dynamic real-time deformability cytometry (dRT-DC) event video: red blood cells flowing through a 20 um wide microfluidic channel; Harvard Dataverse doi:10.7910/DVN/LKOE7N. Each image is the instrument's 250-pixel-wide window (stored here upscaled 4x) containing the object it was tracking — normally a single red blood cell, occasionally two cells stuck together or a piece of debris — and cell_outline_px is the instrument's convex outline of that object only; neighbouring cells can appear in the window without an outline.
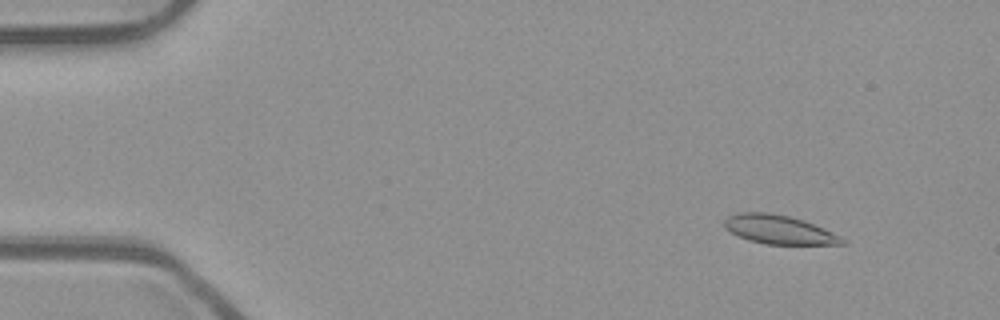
{"species": "common noctule bat (a hibernating species)", "species_latin": "Nyctalus noctula", "temperature_condition": "room temperature", "stored_images_in_passage": 53, "camera_frame_rate_fps": 3000, "um_per_image_px": 0.085, "animal": {"sex": "male", "body_mass_g": 23.1, "forearm_length_mm": 52.7}, "frame": {"image": 1, "passage_image": 6, "time_ms": 1.667, "image_size_px": [1000, 320], "cell_outline_px": [[848, 244], [764, 244], [748, 240], [736, 236], [724, 228], [724, 220], [728, 216], [736, 212], [768, 212], [788, 216], [804, 220], [840, 236], [848, 240]], "centroid_in_image_um": [66.17, 19.52], "position_along_channel_um": 18.8, "area_um2": 19.94}}
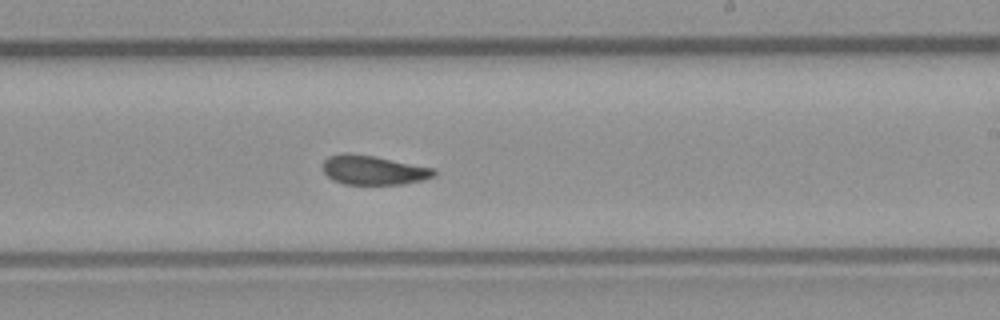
{"frame": {"image": 2, "passage_image": 32, "time_ms": 10.333, "image_size_px": [1000, 320], "cell_outline_px": [[436, 176], [424, 180], [404, 184], [344, 184], [332, 180], [324, 172], [324, 160], [328, 156], [344, 152], [348, 152], [376, 156], [432, 168], [436, 172]], "centroid_in_image_um": [31.73, 14.45], "position_along_channel_um": 257.3, "area_um2": 19.07}}
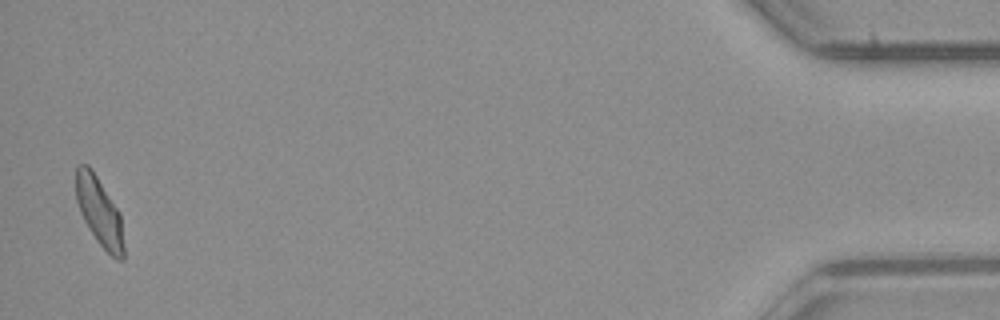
{"frame": {"image": 3, "passage_image": 52, "time_ms": 17.0, "image_size_px": [1000, 320], "cell_outline_px": [[124, 260], [116, 260], [96, 240], [84, 220], [80, 212], [76, 200], [76, 164], [88, 164], [92, 168], [120, 212], [124, 244]], "centroid_in_image_um": [8.45, 17.97], "position_along_channel_um": 426.8, "area_um2": 19.25}, "authors_computed_cell_mechanics": {"area_um2": 19.7676, "velocity_mm_per_s": 3.938, "shape_relaxation_time_tau1_ms": 4.498, "shape_relaxation_time_tau2_ms": 1.6766, "deformation_change_tau1": 0.1393, "deformation_change_tau2": 0.0791}}